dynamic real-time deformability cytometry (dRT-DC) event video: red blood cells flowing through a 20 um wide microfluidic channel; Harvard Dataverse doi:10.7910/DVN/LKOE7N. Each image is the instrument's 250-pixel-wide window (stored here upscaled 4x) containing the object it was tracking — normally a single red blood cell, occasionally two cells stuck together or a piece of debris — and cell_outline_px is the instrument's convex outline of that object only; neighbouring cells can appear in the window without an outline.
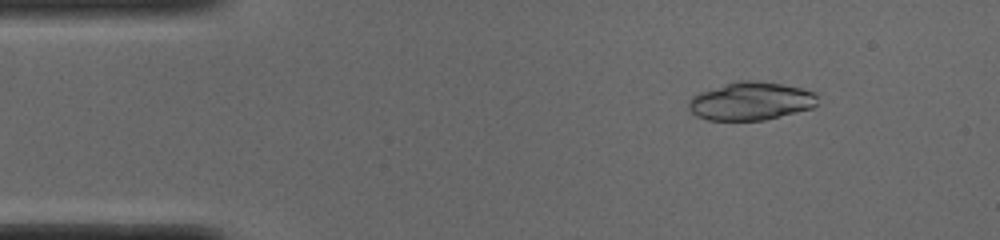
{"species": "common noctule bat (a hibernating species)", "species_latin": "Nyctalus noctula", "temperature_condition": "cold", "stored_images_in_passage": 50, "camera_frame_rate_fps": 3000, "um_per_image_px": 0.085, "animal": {"sex": "male", "body_mass_g": 19.0, "forearm_length_mm": 50.8}, "frame": {"image": 1, "passage_image": 6, "time_ms": 1.667, "image_size_px": [1000, 240], "cell_outline_px": [[816, 104], [812, 108], [764, 120], [708, 120], [696, 116], [688, 108], [688, 104], [692, 96], [700, 92], [728, 84], [744, 80], [752, 80], [780, 84], [800, 88], [816, 92]], "centroid_in_image_um": [63.81, 8.61], "position_along_channel_um": 21.2, "area_um2": 28.21}}